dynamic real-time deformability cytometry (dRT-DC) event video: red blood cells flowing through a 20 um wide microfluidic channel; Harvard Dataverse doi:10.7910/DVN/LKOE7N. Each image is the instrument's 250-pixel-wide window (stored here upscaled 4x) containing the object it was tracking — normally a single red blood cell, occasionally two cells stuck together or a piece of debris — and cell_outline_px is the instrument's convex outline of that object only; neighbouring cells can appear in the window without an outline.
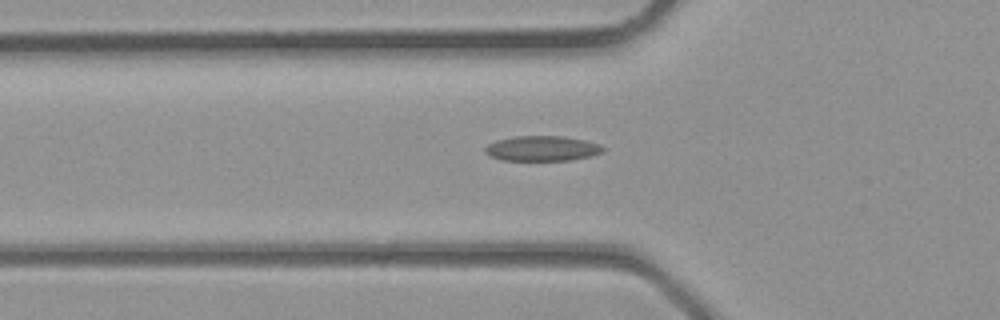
{"species": "common noctule bat (a hibernating species)", "species_latin": "Nyctalus noctula", "temperature_condition": "room temperature", "stored_images_in_passage": 38, "segment_of_instrument_passage": [1, 2], "camera_frame_rate_fps": 3000, "um_per_image_px": 0.085, "animal": {"sex": "male", "body_mass_g": 23.1, "forearm_length_mm": 52.7}, "frame": {"image": 1, "passage_image": 12, "time_ms": 3.667, "image_size_px": [1000, 320], "cell_outline_px": [[604, 152], [592, 156], [568, 160], [500, 160], [484, 152], [484, 148], [488, 144], [500, 140], [516, 136], [564, 136], [584, 140], [600, 144], [604, 148]], "centroid_in_image_um": [46.11, 12.62], "position_along_channel_um": 79.7, "area_um2": 17.17}}
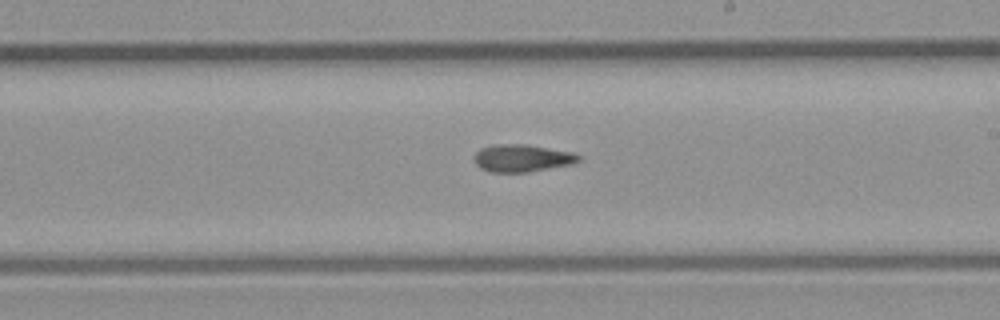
{"frame": {"image": 2, "passage_image": 21, "time_ms": 6.667, "image_size_px": [1000, 320], "cell_outline_px": [[580, 160], [576, 164], [528, 172], [492, 172], [480, 168], [476, 164], [476, 152], [480, 148], [496, 144], [524, 144], [576, 152], [580, 156]], "centroid_in_image_um": [44.45, 13.44], "position_along_channel_um": 244.5, "area_um2": 16.82}}
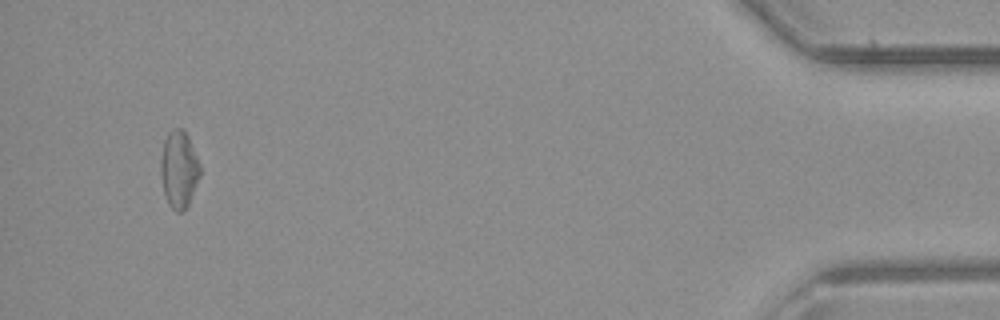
{"frame": {"image": 3, "passage_image": 35, "time_ms": 11.333, "image_size_px": [1000, 320], "cell_outline_px": [[200, 176], [188, 204], [184, 212], [176, 212], [168, 204], [164, 192], [160, 172], [160, 160], [164, 140], [168, 132], [172, 128], [184, 128], [188, 136], [200, 164]], "centroid_in_image_um": [15.2, 14.37], "position_along_channel_um": 420.0, "area_um2": 17.8}}